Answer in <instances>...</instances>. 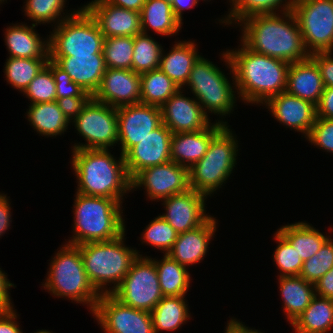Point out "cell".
I'll return each instance as SVG.
<instances>
[{
	"mask_svg": "<svg viewBox=\"0 0 333 333\" xmlns=\"http://www.w3.org/2000/svg\"><path fill=\"white\" fill-rule=\"evenodd\" d=\"M280 14H255L240 21L241 41L255 52L289 63L307 59L310 54L295 14L292 10Z\"/></svg>",
	"mask_w": 333,
	"mask_h": 333,
	"instance_id": "1",
	"label": "cell"
},
{
	"mask_svg": "<svg viewBox=\"0 0 333 333\" xmlns=\"http://www.w3.org/2000/svg\"><path fill=\"white\" fill-rule=\"evenodd\" d=\"M236 50H227L233 68L237 94L245 103L264 105L286 91L290 63L249 49L242 41Z\"/></svg>",
	"mask_w": 333,
	"mask_h": 333,
	"instance_id": "2",
	"label": "cell"
},
{
	"mask_svg": "<svg viewBox=\"0 0 333 333\" xmlns=\"http://www.w3.org/2000/svg\"><path fill=\"white\" fill-rule=\"evenodd\" d=\"M72 153L77 193L122 202V197L132 191L123 155L116 160L109 149H78Z\"/></svg>",
	"mask_w": 333,
	"mask_h": 333,
	"instance_id": "3",
	"label": "cell"
},
{
	"mask_svg": "<svg viewBox=\"0 0 333 333\" xmlns=\"http://www.w3.org/2000/svg\"><path fill=\"white\" fill-rule=\"evenodd\" d=\"M73 237L66 243L78 246L116 239L125 232L122 202L76 192Z\"/></svg>",
	"mask_w": 333,
	"mask_h": 333,
	"instance_id": "4",
	"label": "cell"
},
{
	"mask_svg": "<svg viewBox=\"0 0 333 333\" xmlns=\"http://www.w3.org/2000/svg\"><path fill=\"white\" fill-rule=\"evenodd\" d=\"M125 236L124 232L113 240L77 246L81 251L86 274L100 294L112 293L131 269L133 262L138 256H142L138 250L124 244ZM108 283L113 286L108 288Z\"/></svg>",
	"mask_w": 333,
	"mask_h": 333,
	"instance_id": "5",
	"label": "cell"
},
{
	"mask_svg": "<svg viewBox=\"0 0 333 333\" xmlns=\"http://www.w3.org/2000/svg\"><path fill=\"white\" fill-rule=\"evenodd\" d=\"M50 262L42 286L56 297H67L76 303L87 304L93 312L101 294L91 284L84 269L80 249L64 244Z\"/></svg>",
	"mask_w": 333,
	"mask_h": 333,
	"instance_id": "6",
	"label": "cell"
},
{
	"mask_svg": "<svg viewBox=\"0 0 333 333\" xmlns=\"http://www.w3.org/2000/svg\"><path fill=\"white\" fill-rule=\"evenodd\" d=\"M222 59L230 68L233 83H230L228 77L219 70L220 68L217 65L200 56L193 64L185 86H189L188 88H190L195 99L207 115L211 112L224 118V116L230 115L231 111H234L237 97L235 96L236 91H234V89L236 90V85H234L236 83L233 68L227 51L222 53Z\"/></svg>",
	"mask_w": 333,
	"mask_h": 333,
	"instance_id": "7",
	"label": "cell"
},
{
	"mask_svg": "<svg viewBox=\"0 0 333 333\" xmlns=\"http://www.w3.org/2000/svg\"><path fill=\"white\" fill-rule=\"evenodd\" d=\"M236 136L225 126L210 142L206 154L189 168V187L205 196H211L226 183L238 154Z\"/></svg>",
	"mask_w": 333,
	"mask_h": 333,
	"instance_id": "8",
	"label": "cell"
},
{
	"mask_svg": "<svg viewBox=\"0 0 333 333\" xmlns=\"http://www.w3.org/2000/svg\"><path fill=\"white\" fill-rule=\"evenodd\" d=\"M48 37L49 57L103 54L104 35L83 6L54 26Z\"/></svg>",
	"mask_w": 333,
	"mask_h": 333,
	"instance_id": "9",
	"label": "cell"
},
{
	"mask_svg": "<svg viewBox=\"0 0 333 333\" xmlns=\"http://www.w3.org/2000/svg\"><path fill=\"white\" fill-rule=\"evenodd\" d=\"M111 294L127 306L151 312L164 297L152 258L138 256L120 285Z\"/></svg>",
	"mask_w": 333,
	"mask_h": 333,
	"instance_id": "10",
	"label": "cell"
},
{
	"mask_svg": "<svg viewBox=\"0 0 333 333\" xmlns=\"http://www.w3.org/2000/svg\"><path fill=\"white\" fill-rule=\"evenodd\" d=\"M292 11L307 52H332L333 0H294Z\"/></svg>",
	"mask_w": 333,
	"mask_h": 333,
	"instance_id": "11",
	"label": "cell"
},
{
	"mask_svg": "<svg viewBox=\"0 0 333 333\" xmlns=\"http://www.w3.org/2000/svg\"><path fill=\"white\" fill-rule=\"evenodd\" d=\"M84 143H75L71 150L108 149L118 144L117 108L91 99L72 121Z\"/></svg>",
	"mask_w": 333,
	"mask_h": 333,
	"instance_id": "12",
	"label": "cell"
},
{
	"mask_svg": "<svg viewBox=\"0 0 333 333\" xmlns=\"http://www.w3.org/2000/svg\"><path fill=\"white\" fill-rule=\"evenodd\" d=\"M92 313L105 333H155L150 312L127 306L111 293L101 294Z\"/></svg>",
	"mask_w": 333,
	"mask_h": 333,
	"instance_id": "13",
	"label": "cell"
},
{
	"mask_svg": "<svg viewBox=\"0 0 333 333\" xmlns=\"http://www.w3.org/2000/svg\"><path fill=\"white\" fill-rule=\"evenodd\" d=\"M131 187H144L150 200L160 201L190 189L189 169L173 161L149 167L131 180Z\"/></svg>",
	"mask_w": 333,
	"mask_h": 333,
	"instance_id": "14",
	"label": "cell"
},
{
	"mask_svg": "<svg viewBox=\"0 0 333 333\" xmlns=\"http://www.w3.org/2000/svg\"><path fill=\"white\" fill-rule=\"evenodd\" d=\"M162 124L161 109L147 104L117 107L118 144L124 155L131 147Z\"/></svg>",
	"mask_w": 333,
	"mask_h": 333,
	"instance_id": "15",
	"label": "cell"
},
{
	"mask_svg": "<svg viewBox=\"0 0 333 333\" xmlns=\"http://www.w3.org/2000/svg\"><path fill=\"white\" fill-rule=\"evenodd\" d=\"M173 133L163 123L123 156L131 180L142 170L171 161Z\"/></svg>",
	"mask_w": 333,
	"mask_h": 333,
	"instance_id": "16",
	"label": "cell"
},
{
	"mask_svg": "<svg viewBox=\"0 0 333 333\" xmlns=\"http://www.w3.org/2000/svg\"><path fill=\"white\" fill-rule=\"evenodd\" d=\"M179 88L161 107L162 123L171 132H196L209 127V116L204 112L199 102L182 94Z\"/></svg>",
	"mask_w": 333,
	"mask_h": 333,
	"instance_id": "17",
	"label": "cell"
},
{
	"mask_svg": "<svg viewBox=\"0 0 333 333\" xmlns=\"http://www.w3.org/2000/svg\"><path fill=\"white\" fill-rule=\"evenodd\" d=\"M207 196L195 190L172 195L161 200L166 213L160 215L180 234L196 229L204 224L211 215L206 214Z\"/></svg>",
	"mask_w": 333,
	"mask_h": 333,
	"instance_id": "18",
	"label": "cell"
},
{
	"mask_svg": "<svg viewBox=\"0 0 333 333\" xmlns=\"http://www.w3.org/2000/svg\"><path fill=\"white\" fill-rule=\"evenodd\" d=\"M93 99L116 108L140 103V74L133 70L106 68Z\"/></svg>",
	"mask_w": 333,
	"mask_h": 333,
	"instance_id": "19",
	"label": "cell"
},
{
	"mask_svg": "<svg viewBox=\"0 0 333 333\" xmlns=\"http://www.w3.org/2000/svg\"><path fill=\"white\" fill-rule=\"evenodd\" d=\"M83 7L95 19L104 38L134 37L142 32L139 12L117 7L102 0H92Z\"/></svg>",
	"mask_w": 333,
	"mask_h": 333,
	"instance_id": "20",
	"label": "cell"
},
{
	"mask_svg": "<svg viewBox=\"0 0 333 333\" xmlns=\"http://www.w3.org/2000/svg\"><path fill=\"white\" fill-rule=\"evenodd\" d=\"M264 105L279 123L303 133L305 138L316 120V106L287 91L271 97Z\"/></svg>",
	"mask_w": 333,
	"mask_h": 333,
	"instance_id": "21",
	"label": "cell"
},
{
	"mask_svg": "<svg viewBox=\"0 0 333 333\" xmlns=\"http://www.w3.org/2000/svg\"><path fill=\"white\" fill-rule=\"evenodd\" d=\"M227 122L216 120L209 127L186 133H174L171 138V161L191 168L207 152L211 140L226 126Z\"/></svg>",
	"mask_w": 333,
	"mask_h": 333,
	"instance_id": "22",
	"label": "cell"
},
{
	"mask_svg": "<svg viewBox=\"0 0 333 333\" xmlns=\"http://www.w3.org/2000/svg\"><path fill=\"white\" fill-rule=\"evenodd\" d=\"M217 219L212 216L201 226L180 233L167 255L182 266H189L200 263L209 250L211 239L216 232Z\"/></svg>",
	"mask_w": 333,
	"mask_h": 333,
	"instance_id": "23",
	"label": "cell"
},
{
	"mask_svg": "<svg viewBox=\"0 0 333 333\" xmlns=\"http://www.w3.org/2000/svg\"><path fill=\"white\" fill-rule=\"evenodd\" d=\"M68 73L74 83L92 96L95 94L106 71L103 54L49 57Z\"/></svg>",
	"mask_w": 333,
	"mask_h": 333,
	"instance_id": "24",
	"label": "cell"
},
{
	"mask_svg": "<svg viewBox=\"0 0 333 333\" xmlns=\"http://www.w3.org/2000/svg\"><path fill=\"white\" fill-rule=\"evenodd\" d=\"M324 88L319 67L310 56L302 61L290 63L286 87L288 93L317 106Z\"/></svg>",
	"mask_w": 333,
	"mask_h": 333,
	"instance_id": "25",
	"label": "cell"
},
{
	"mask_svg": "<svg viewBox=\"0 0 333 333\" xmlns=\"http://www.w3.org/2000/svg\"><path fill=\"white\" fill-rule=\"evenodd\" d=\"M35 27L33 23L32 26L16 23L5 29L4 39L9 57L49 58V38L41 39Z\"/></svg>",
	"mask_w": 333,
	"mask_h": 333,
	"instance_id": "26",
	"label": "cell"
},
{
	"mask_svg": "<svg viewBox=\"0 0 333 333\" xmlns=\"http://www.w3.org/2000/svg\"><path fill=\"white\" fill-rule=\"evenodd\" d=\"M164 54L162 50L159 69L183 89L188 82L193 64L201 56L194 41L175 42L169 53Z\"/></svg>",
	"mask_w": 333,
	"mask_h": 333,
	"instance_id": "27",
	"label": "cell"
},
{
	"mask_svg": "<svg viewBox=\"0 0 333 333\" xmlns=\"http://www.w3.org/2000/svg\"><path fill=\"white\" fill-rule=\"evenodd\" d=\"M283 311L290 325L303 313L316 296L315 284L300 276L279 277Z\"/></svg>",
	"mask_w": 333,
	"mask_h": 333,
	"instance_id": "28",
	"label": "cell"
},
{
	"mask_svg": "<svg viewBox=\"0 0 333 333\" xmlns=\"http://www.w3.org/2000/svg\"><path fill=\"white\" fill-rule=\"evenodd\" d=\"M140 19L141 31L145 34L151 28L157 34L168 37L177 34L183 25L175 17L171 4L164 0H146Z\"/></svg>",
	"mask_w": 333,
	"mask_h": 333,
	"instance_id": "29",
	"label": "cell"
},
{
	"mask_svg": "<svg viewBox=\"0 0 333 333\" xmlns=\"http://www.w3.org/2000/svg\"><path fill=\"white\" fill-rule=\"evenodd\" d=\"M291 325L295 333H328L333 329V299L316 295Z\"/></svg>",
	"mask_w": 333,
	"mask_h": 333,
	"instance_id": "30",
	"label": "cell"
},
{
	"mask_svg": "<svg viewBox=\"0 0 333 333\" xmlns=\"http://www.w3.org/2000/svg\"><path fill=\"white\" fill-rule=\"evenodd\" d=\"M277 231L291 244L303 262L318 252L330 237L306 222L288 224Z\"/></svg>",
	"mask_w": 333,
	"mask_h": 333,
	"instance_id": "31",
	"label": "cell"
},
{
	"mask_svg": "<svg viewBox=\"0 0 333 333\" xmlns=\"http://www.w3.org/2000/svg\"><path fill=\"white\" fill-rule=\"evenodd\" d=\"M26 114L30 125L41 136L62 135L70 123L56 101L30 104Z\"/></svg>",
	"mask_w": 333,
	"mask_h": 333,
	"instance_id": "32",
	"label": "cell"
},
{
	"mask_svg": "<svg viewBox=\"0 0 333 333\" xmlns=\"http://www.w3.org/2000/svg\"><path fill=\"white\" fill-rule=\"evenodd\" d=\"M185 296H164L150 312L154 331H176L191 318Z\"/></svg>",
	"mask_w": 333,
	"mask_h": 333,
	"instance_id": "33",
	"label": "cell"
},
{
	"mask_svg": "<svg viewBox=\"0 0 333 333\" xmlns=\"http://www.w3.org/2000/svg\"><path fill=\"white\" fill-rule=\"evenodd\" d=\"M161 260L152 259L157 269L163 296H186L191 276L188 267L182 266L167 254Z\"/></svg>",
	"mask_w": 333,
	"mask_h": 333,
	"instance_id": "34",
	"label": "cell"
},
{
	"mask_svg": "<svg viewBox=\"0 0 333 333\" xmlns=\"http://www.w3.org/2000/svg\"><path fill=\"white\" fill-rule=\"evenodd\" d=\"M179 87L160 69L140 74L142 104L161 107Z\"/></svg>",
	"mask_w": 333,
	"mask_h": 333,
	"instance_id": "35",
	"label": "cell"
},
{
	"mask_svg": "<svg viewBox=\"0 0 333 333\" xmlns=\"http://www.w3.org/2000/svg\"><path fill=\"white\" fill-rule=\"evenodd\" d=\"M285 1V2H284ZM231 8L225 18L220 19V23L225 25L238 24L248 16L255 14L276 13L278 10L284 12L292 10L294 0H230ZM280 8V9H279Z\"/></svg>",
	"mask_w": 333,
	"mask_h": 333,
	"instance_id": "36",
	"label": "cell"
},
{
	"mask_svg": "<svg viewBox=\"0 0 333 333\" xmlns=\"http://www.w3.org/2000/svg\"><path fill=\"white\" fill-rule=\"evenodd\" d=\"M49 58H16L8 57L6 60L4 75L13 88L23 91L36 77L39 71L46 65Z\"/></svg>",
	"mask_w": 333,
	"mask_h": 333,
	"instance_id": "37",
	"label": "cell"
},
{
	"mask_svg": "<svg viewBox=\"0 0 333 333\" xmlns=\"http://www.w3.org/2000/svg\"><path fill=\"white\" fill-rule=\"evenodd\" d=\"M162 46L150 35L140 33L134 36L132 70L136 73L159 69Z\"/></svg>",
	"mask_w": 333,
	"mask_h": 333,
	"instance_id": "38",
	"label": "cell"
},
{
	"mask_svg": "<svg viewBox=\"0 0 333 333\" xmlns=\"http://www.w3.org/2000/svg\"><path fill=\"white\" fill-rule=\"evenodd\" d=\"M133 36L104 38L103 56L106 68L132 70Z\"/></svg>",
	"mask_w": 333,
	"mask_h": 333,
	"instance_id": "39",
	"label": "cell"
},
{
	"mask_svg": "<svg viewBox=\"0 0 333 333\" xmlns=\"http://www.w3.org/2000/svg\"><path fill=\"white\" fill-rule=\"evenodd\" d=\"M67 0H26L24 12L25 16L34 22V25L53 23L58 25L62 20L74 15L78 10L71 13H64L65 2ZM63 12V16L62 13Z\"/></svg>",
	"mask_w": 333,
	"mask_h": 333,
	"instance_id": "40",
	"label": "cell"
},
{
	"mask_svg": "<svg viewBox=\"0 0 333 333\" xmlns=\"http://www.w3.org/2000/svg\"><path fill=\"white\" fill-rule=\"evenodd\" d=\"M333 267V239L329 237L320 250L303 262L299 274L307 282L315 284Z\"/></svg>",
	"mask_w": 333,
	"mask_h": 333,
	"instance_id": "41",
	"label": "cell"
},
{
	"mask_svg": "<svg viewBox=\"0 0 333 333\" xmlns=\"http://www.w3.org/2000/svg\"><path fill=\"white\" fill-rule=\"evenodd\" d=\"M142 233V242L147 245L156 247L165 252V255L171 250L177 240L178 233L170 224L161 216L152 220Z\"/></svg>",
	"mask_w": 333,
	"mask_h": 333,
	"instance_id": "42",
	"label": "cell"
},
{
	"mask_svg": "<svg viewBox=\"0 0 333 333\" xmlns=\"http://www.w3.org/2000/svg\"><path fill=\"white\" fill-rule=\"evenodd\" d=\"M274 238L278 243L273 254V260L280 271L278 276H299L303 266L300 256L278 231L274 234Z\"/></svg>",
	"mask_w": 333,
	"mask_h": 333,
	"instance_id": "43",
	"label": "cell"
},
{
	"mask_svg": "<svg viewBox=\"0 0 333 333\" xmlns=\"http://www.w3.org/2000/svg\"><path fill=\"white\" fill-rule=\"evenodd\" d=\"M30 104L56 101V87L51 69L45 65L23 91Z\"/></svg>",
	"mask_w": 333,
	"mask_h": 333,
	"instance_id": "44",
	"label": "cell"
},
{
	"mask_svg": "<svg viewBox=\"0 0 333 333\" xmlns=\"http://www.w3.org/2000/svg\"><path fill=\"white\" fill-rule=\"evenodd\" d=\"M46 65L51 69L58 98L84 96L87 92L74 83L68 73L60 68L53 60L48 59Z\"/></svg>",
	"mask_w": 333,
	"mask_h": 333,
	"instance_id": "45",
	"label": "cell"
},
{
	"mask_svg": "<svg viewBox=\"0 0 333 333\" xmlns=\"http://www.w3.org/2000/svg\"><path fill=\"white\" fill-rule=\"evenodd\" d=\"M306 139L319 149L333 153V119L316 117Z\"/></svg>",
	"mask_w": 333,
	"mask_h": 333,
	"instance_id": "46",
	"label": "cell"
},
{
	"mask_svg": "<svg viewBox=\"0 0 333 333\" xmlns=\"http://www.w3.org/2000/svg\"><path fill=\"white\" fill-rule=\"evenodd\" d=\"M92 98L93 96L87 92L84 96L58 98L56 102L64 116L71 123Z\"/></svg>",
	"mask_w": 333,
	"mask_h": 333,
	"instance_id": "47",
	"label": "cell"
},
{
	"mask_svg": "<svg viewBox=\"0 0 333 333\" xmlns=\"http://www.w3.org/2000/svg\"><path fill=\"white\" fill-rule=\"evenodd\" d=\"M317 63L325 87H333V54L317 52L310 55Z\"/></svg>",
	"mask_w": 333,
	"mask_h": 333,
	"instance_id": "48",
	"label": "cell"
},
{
	"mask_svg": "<svg viewBox=\"0 0 333 333\" xmlns=\"http://www.w3.org/2000/svg\"><path fill=\"white\" fill-rule=\"evenodd\" d=\"M316 117L333 119V87H325L316 106Z\"/></svg>",
	"mask_w": 333,
	"mask_h": 333,
	"instance_id": "49",
	"label": "cell"
},
{
	"mask_svg": "<svg viewBox=\"0 0 333 333\" xmlns=\"http://www.w3.org/2000/svg\"><path fill=\"white\" fill-rule=\"evenodd\" d=\"M0 268V312L8 311L13 309V304L11 302L9 290L14 286L6 275Z\"/></svg>",
	"mask_w": 333,
	"mask_h": 333,
	"instance_id": "50",
	"label": "cell"
},
{
	"mask_svg": "<svg viewBox=\"0 0 333 333\" xmlns=\"http://www.w3.org/2000/svg\"><path fill=\"white\" fill-rule=\"evenodd\" d=\"M16 310L0 312V333H23L18 325Z\"/></svg>",
	"mask_w": 333,
	"mask_h": 333,
	"instance_id": "51",
	"label": "cell"
},
{
	"mask_svg": "<svg viewBox=\"0 0 333 333\" xmlns=\"http://www.w3.org/2000/svg\"><path fill=\"white\" fill-rule=\"evenodd\" d=\"M316 295L333 299V267L315 283Z\"/></svg>",
	"mask_w": 333,
	"mask_h": 333,
	"instance_id": "52",
	"label": "cell"
},
{
	"mask_svg": "<svg viewBox=\"0 0 333 333\" xmlns=\"http://www.w3.org/2000/svg\"><path fill=\"white\" fill-rule=\"evenodd\" d=\"M9 197L7 194L0 195V237L5 234V232L11 226V206Z\"/></svg>",
	"mask_w": 333,
	"mask_h": 333,
	"instance_id": "53",
	"label": "cell"
},
{
	"mask_svg": "<svg viewBox=\"0 0 333 333\" xmlns=\"http://www.w3.org/2000/svg\"><path fill=\"white\" fill-rule=\"evenodd\" d=\"M105 3L125 8L127 10H133L141 12L146 0H102Z\"/></svg>",
	"mask_w": 333,
	"mask_h": 333,
	"instance_id": "54",
	"label": "cell"
},
{
	"mask_svg": "<svg viewBox=\"0 0 333 333\" xmlns=\"http://www.w3.org/2000/svg\"><path fill=\"white\" fill-rule=\"evenodd\" d=\"M199 0H174L173 3L171 4L173 12L175 17L181 22V24L183 23V11L185 9H189V8H193L194 6H196L199 2Z\"/></svg>",
	"mask_w": 333,
	"mask_h": 333,
	"instance_id": "55",
	"label": "cell"
},
{
	"mask_svg": "<svg viewBox=\"0 0 333 333\" xmlns=\"http://www.w3.org/2000/svg\"><path fill=\"white\" fill-rule=\"evenodd\" d=\"M227 322L228 323L226 326L225 333H263L256 329H252V328L245 326V324H243L236 318L235 319L233 318Z\"/></svg>",
	"mask_w": 333,
	"mask_h": 333,
	"instance_id": "56",
	"label": "cell"
},
{
	"mask_svg": "<svg viewBox=\"0 0 333 333\" xmlns=\"http://www.w3.org/2000/svg\"><path fill=\"white\" fill-rule=\"evenodd\" d=\"M34 333H52V331H47V330H39L37 332H34Z\"/></svg>",
	"mask_w": 333,
	"mask_h": 333,
	"instance_id": "57",
	"label": "cell"
},
{
	"mask_svg": "<svg viewBox=\"0 0 333 333\" xmlns=\"http://www.w3.org/2000/svg\"><path fill=\"white\" fill-rule=\"evenodd\" d=\"M164 1L172 4L174 0H164Z\"/></svg>",
	"mask_w": 333,
	"mask_h": 333,
	"instance_id": "58",
	"label": "cell"
}]
</instances>
